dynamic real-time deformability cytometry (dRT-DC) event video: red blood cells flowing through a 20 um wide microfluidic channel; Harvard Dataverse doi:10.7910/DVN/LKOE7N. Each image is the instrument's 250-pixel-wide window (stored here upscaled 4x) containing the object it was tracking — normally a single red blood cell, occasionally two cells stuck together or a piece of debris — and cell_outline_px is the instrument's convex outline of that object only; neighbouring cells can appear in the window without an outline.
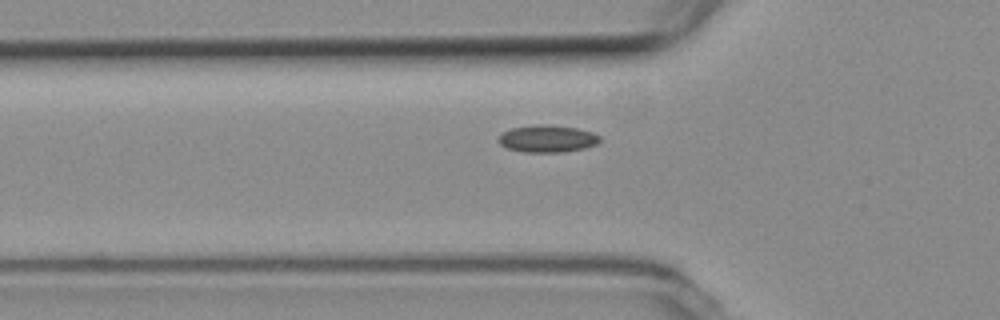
{"species": "common noctule bat (a hibernating species)", "species_latin": "Nyctalus noctula", "temperature_condition": "room temperature", "stored_images_in_passage": 40, "camera_frame_rate_fps": 3000, "um_per_image_px": 0.085, "animal": {"sex": "female", "body_mass_g": 19.3, "forearm_length_mm": 54.1}, "frame": {"image": 1, "passage_image": 9, "time_ms": 2.667, "image_size_px": [1000, 320], "cell_outline_px": [[600, 140], [596, 144], [584, 148], [564, 152], [524, 152], [508, 148], [500, 144], [496, 140], [504, 132], [512, 128], [540, 124], [544, 124], [576, 128], [592, 132], [600, 136]], "centroid_in_image_um": [46.52, 11.79], "position_along_channel_um": 79.3, "area_um2": 15.9}}
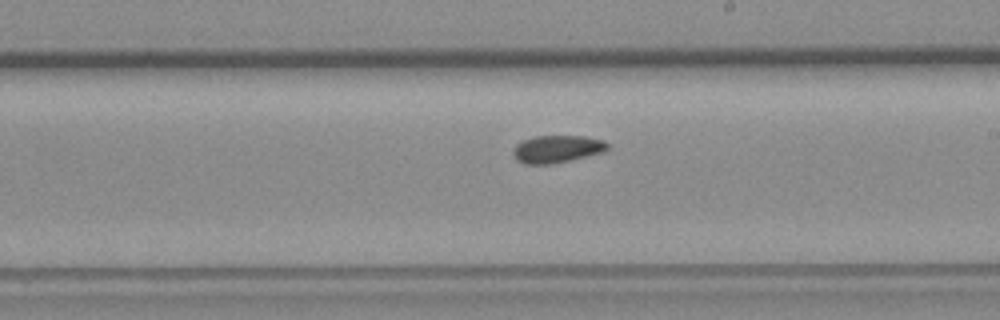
{"frame": {"image": 2, "passage_image": 22, "time_ms": 7.0, "image_size_px": [1000, 320], "cell_outline_px": [[608, 148], [604, 152], [552, 164], [524, 164], [516, 160], [512, 152], [516, 144], [524, 140], [536, 136], [584, 136], [604, 140], [608, 144]], "centroid_in_image_um": [47.34, 12.67], "position_along_channel_um": 241.7, "area_um2": 15.09}}
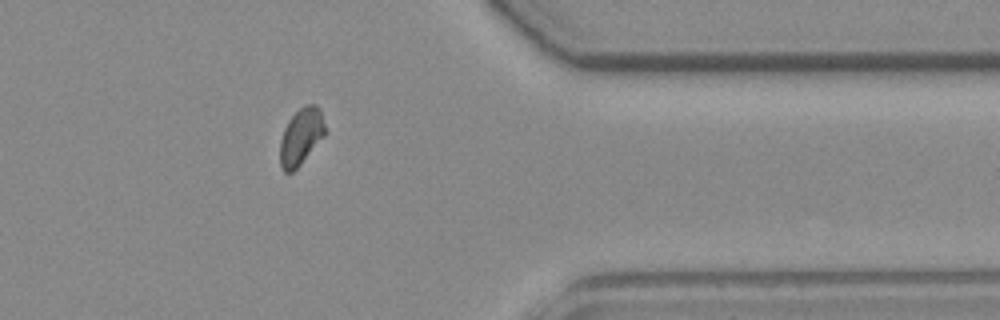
{"frame": {"image": 3, "passage_image": 35, "time_ms": 11.333, "image_size_px": [1000, 320], "cell_outline_px": [[324, 136], [300, 164], [292, 172], [284, 172], [280, 164], [280, 140], [284, 128], [288, 120], [304, 104], [316, 104], [320, 108], [324, 124]], "centroid_in_image_um": [25.57, 11.58], "position_along_channel_um": 385.8, "area_um2": 14.68}}